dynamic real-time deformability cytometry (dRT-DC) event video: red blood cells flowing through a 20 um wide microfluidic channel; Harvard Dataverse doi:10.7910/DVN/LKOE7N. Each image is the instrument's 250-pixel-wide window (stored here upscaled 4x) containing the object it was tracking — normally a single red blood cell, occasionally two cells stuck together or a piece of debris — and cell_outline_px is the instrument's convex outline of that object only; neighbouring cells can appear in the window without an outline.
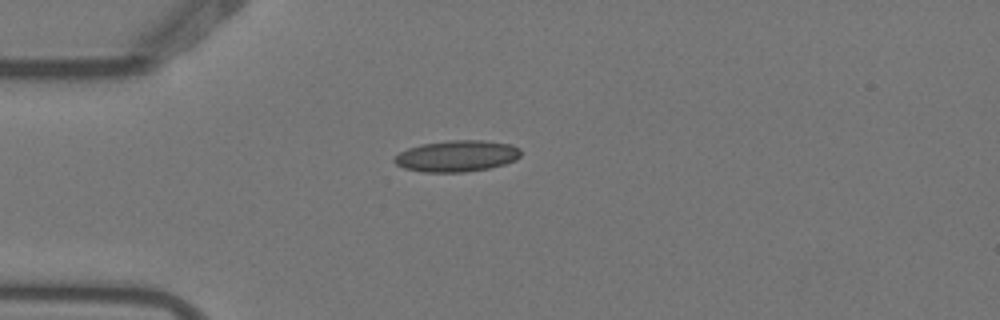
{"species": "Egyptian fruit bat (a non-hibernating species)", "species_latin": "Rousettus aegyptiacus", "temperature_condition": "warm", "stored_images_in_passage": 1, "camera_frame_rate_fps": 3000, "um_per_image_px": 0.085, "animal": {"sex": "female"}, "frame": {"image": 1, "passage_image": 1, "time_ms": 0.0, "image_size_px": [1000, 320], "cell_outline_px": [[520, 156], [516, 160], [504, 164], [488, 168], [464, 172], [424, 172], [404, 168], [396, 164], [392, 160], [400, 152], [408, 148], [420, 144], [448, 140], [484, 140], [512, 144], [520, 148]], "centroid_in_image_um": [38.84, 13.25], "position_along_channel_um": 46.2, "area_um2": 23.18}}